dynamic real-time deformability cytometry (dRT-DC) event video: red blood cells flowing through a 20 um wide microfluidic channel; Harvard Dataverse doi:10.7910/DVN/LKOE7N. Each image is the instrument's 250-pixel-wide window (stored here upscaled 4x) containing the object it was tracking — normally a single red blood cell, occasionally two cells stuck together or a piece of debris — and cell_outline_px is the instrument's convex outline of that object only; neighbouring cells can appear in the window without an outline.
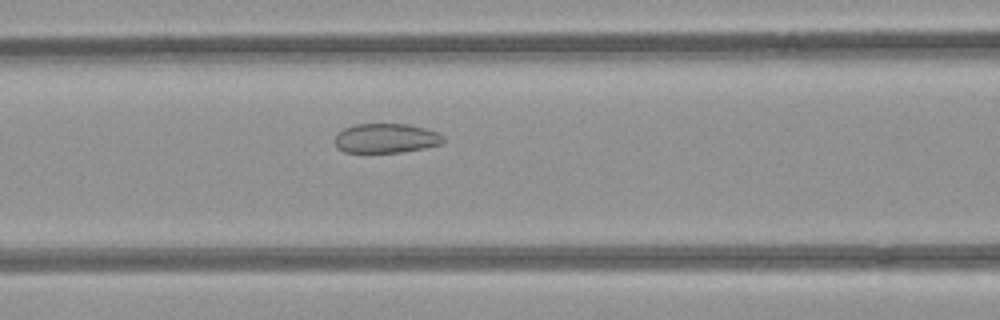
{"species": "common noctule bat (a hibernating species)", "species_latin": "Nyctalus noctula", "temperature_condition": "room temperature", "stored_images_in_passage": 33, "camera_frame_rate_fps": 3000, "um_per_image_px": 0.085, "animal": {"sex": "female", "body_mass_g": 21.9}, "frame": {"image": 1, "passage_image": 13, "time_ms": 4.0, "image_size_px": [1000, 320], "cell_outline_px": [[444, 140], [440, 144], [424, 148], [400, 152], [344, 152], [336, 148], [336, 132], [344, 128], [356, 124], [408, 124], [424, 128], [436, 132], [444, 136]], "centroid_in_image_um": [32.78, 11.75], "position_along_channel_um": 133.8, "area_um2": 18.55}}
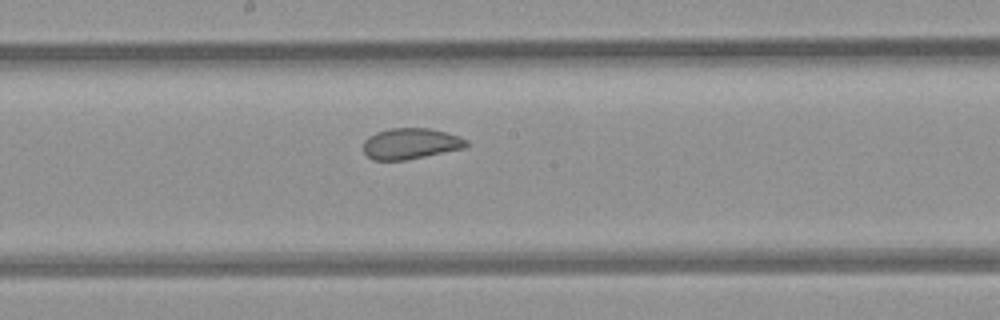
{"frame": {"image": 2, "passage_image": 19, "time_ms": 6.0, "image_size_px": [1000, 320], "cell_outline_px": [[468, 144], [464, 148], [404, 160], [372, 160], [364, 152], [364, 140], [368, 136], [376, 132], [392, 128], [428, 128], [460, 136], [468, 140]], "centroid_in_image_um": [34.89, 12.2], "position_along_channel_um": 213.3, "area_um2": 18.44}}
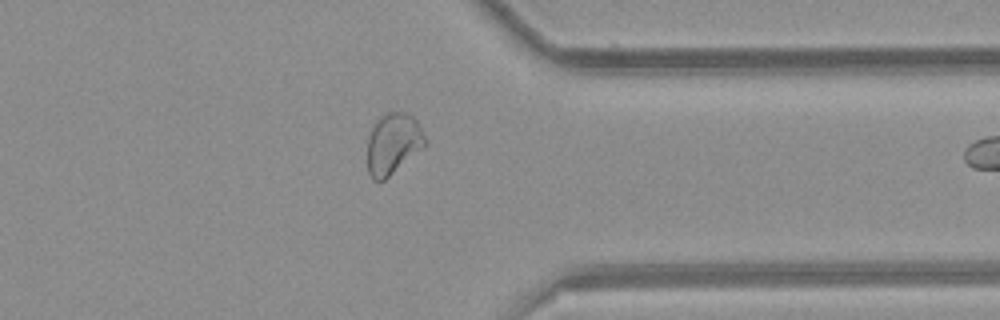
{"frame": {"image": 3, "passage_image": 32, "time_ms": 10.333, "image_size_px": [1000, 320], "cell_outline_px": [[428, 144], [424, 148], [384, 180], [372, 180], [368, 172], [368, 136], [372, 128], [380, 116], [388, 112], [404, 112], [412, 116], [420, 124], [428, 140]], "centroid_in_image_um": [33.45, 12.21], "position_along_channel_um": 377.9, "area_um2": 20.75}}